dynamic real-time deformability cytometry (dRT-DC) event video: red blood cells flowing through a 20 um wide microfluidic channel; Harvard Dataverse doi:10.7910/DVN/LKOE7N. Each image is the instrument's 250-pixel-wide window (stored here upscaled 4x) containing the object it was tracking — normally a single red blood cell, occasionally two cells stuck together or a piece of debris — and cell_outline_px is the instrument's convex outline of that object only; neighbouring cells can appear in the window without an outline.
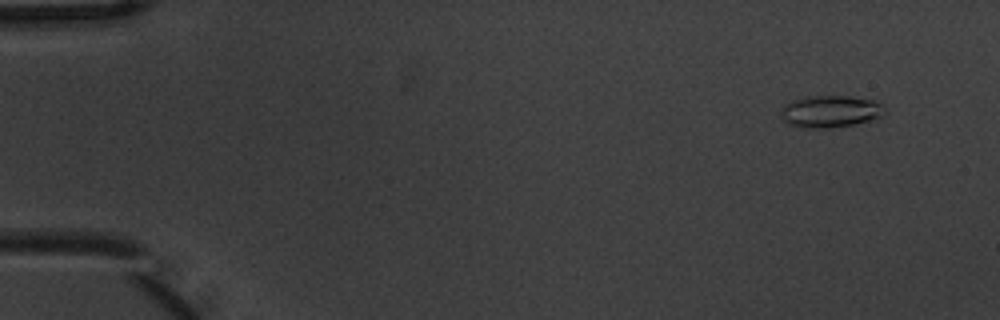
{"species": "common noctule bat (a hibernating species)", "species_latin": "Nyctalus noctula", "temperature_condition": "warm", "stored_images_in_passage": 7, "camera_frame_rate_fps": 3000, "um_per_image_px": 0.085, "animal": {"sex": "male", "body_mass_g": 20.1, "forearm_length_mm": 53.5}, "frame": {"image": 1, "passage_image": 1, "time_ms": 0.0, "image_size_px": [1000, 320], "cell_outline_px": [[884, 116], [872, 120], [852, 124], [828, 128], [804, 128], [788, 124], [780, 120], [780, 112], [784, 104], [792, 100], [808, 96], [848, 96], [872, 100], [884, 104]], "centroid_in_image_um": [70.55, 9.47], "position_along_channel_um": 14.5, "area_um2": 19.59}}
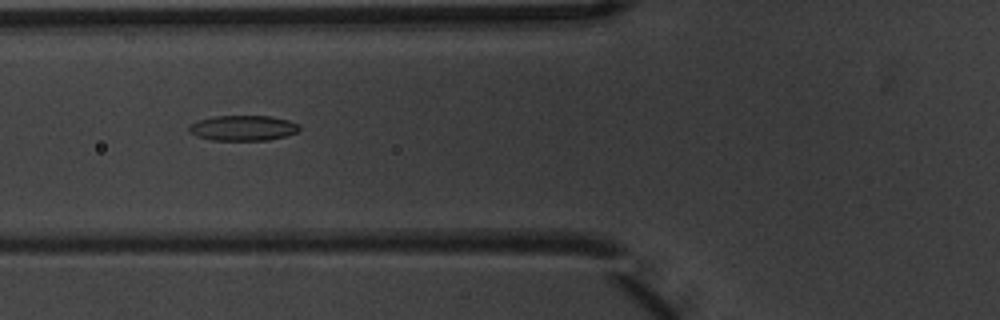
{"frame": {"image": 2, "passage_image": 6, "time_ms": 1.667, "image_size_px": [1000, 320], "cell_outline_px": [[300, 128], [296, 132], [284, 136], [268, 140], [212, 140], [196, 136], [188, 132], [188, 124], [196, 120], [212, 116], [272, 116], [288, 120], [300, 124]], "centroid_in_image_um": [20.6, 10.87], "position_along_channel_um": 105.2, "area_um2": 16.47}}
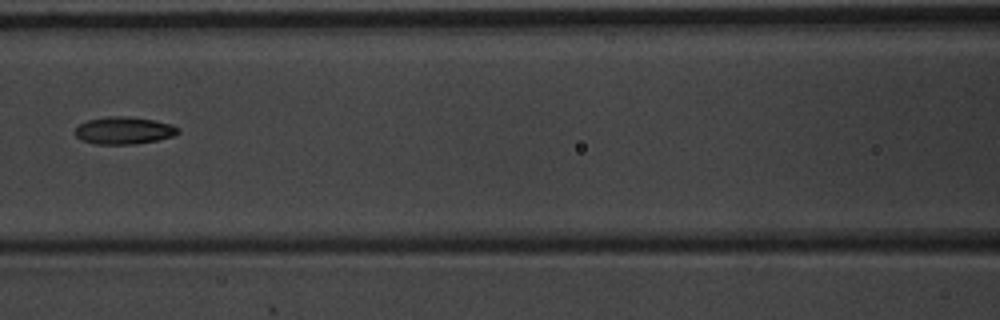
{"frame": {"image": 3, "passage_image": 7, "time_ms": 2.0, "image_size_px": [1000, 320], "cell_outline_px": [[180, 132], [172, 136], [156, 140], [136, 144], [96, 144], [80, 140], [72, 132], [80, 124], [88, 120], [108, 116], [124, 116], [156, 120], [172, 124], [180, 128]], "centroid_in_image_um": [10.52, 11.09], "position_along_channel_um": 156.1, "area_um2": 16.53}}